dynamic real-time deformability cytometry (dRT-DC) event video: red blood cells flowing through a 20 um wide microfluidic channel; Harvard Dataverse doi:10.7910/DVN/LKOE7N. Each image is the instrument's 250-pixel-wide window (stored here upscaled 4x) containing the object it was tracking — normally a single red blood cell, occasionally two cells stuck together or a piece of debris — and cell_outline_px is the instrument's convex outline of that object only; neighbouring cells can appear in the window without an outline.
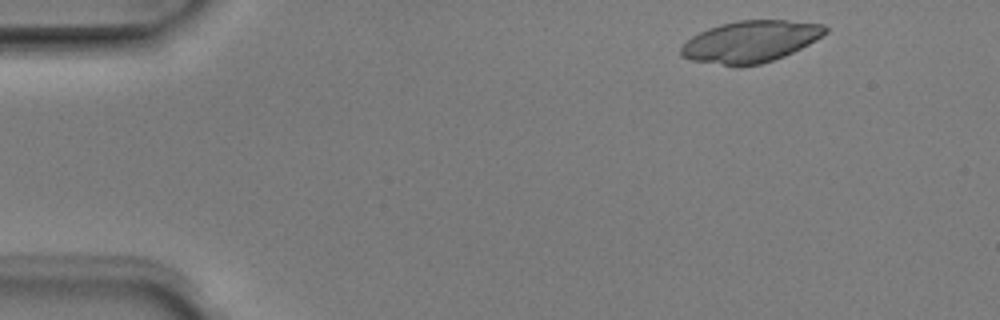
{"species": "Egyptian fruit bat (a non-hibernating species)", "species_latin": "Rousettus aegyptiacus", "temperature_condition": "room temperature", "stored_images_in_passage": 2, "camera_frame_rate_fps": 3000, "um_per_image_px": 0.085, "animal": {"sex": "male"}, "frame": {"image": 1, "passage_image": 1, "time_ms": 0.0, "image_size_px": [1000, 320], "cell_outline_px": [[828, 32], [816, 40], [784, 56], [760, 64], [736, 68], [692, 60], [680, 56], [680, 48], [692, 36], [708, 28], [720, 24], [740, 20], [788, 20], [824, 24], [828, 28]], "centroid_in_image_um": [63.79, 3.54], "position_along_channel_um": 21.2, "area_um2": 35.26}}